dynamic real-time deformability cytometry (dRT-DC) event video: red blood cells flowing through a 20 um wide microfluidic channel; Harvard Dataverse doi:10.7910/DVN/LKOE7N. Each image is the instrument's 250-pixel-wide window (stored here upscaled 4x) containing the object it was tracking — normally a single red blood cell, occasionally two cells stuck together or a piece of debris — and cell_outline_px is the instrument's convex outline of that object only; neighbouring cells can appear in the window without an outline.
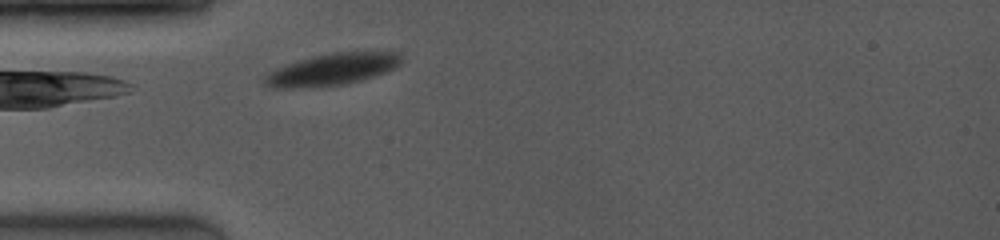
{"species": "common noctule bat (a hibernating species)", "species_latin": "Nyctalus noctula", "temperature_condition": "room temperature", "stored_images_in_passage": 26, "camera_frame_rate_fps": 4000, "um_per_image_px": 0.085, "animal": {"sex": "female", "body_mass_g": 19.0, "forearm_length_mm": 53.3}, "frame": {"image": 1, "passage_image": 1, "time_ms": 0.0, "image_size_px": [1000, 240], "cell_outline_px": [[404, 60], [396, 68], [376, 76], [348, 84], [328, 88], [268, 88], [264, 84], [264, 76], [268, 72], [288, 64], [316, 56], [336, 52], [400, 52]], "centroid_in_image_um": [28.27, 5.94], "position_along_channel_um": 56.7, "area_um2": 25.78}}
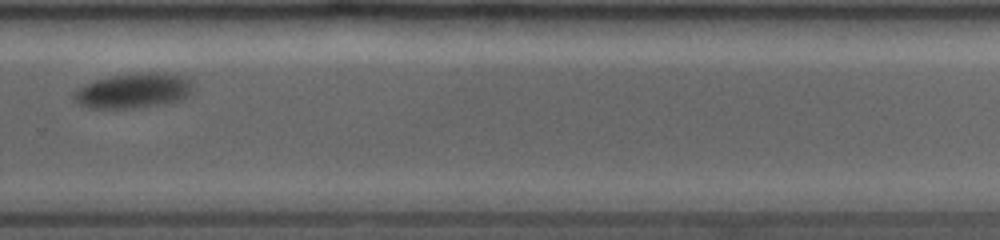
{"frame": {"image": 2, "passage_image": 23, "time_ms": 7.25, "image_size_px": [1000, 240], "cell_outline_px": [[188, 92], [180, 100], [140, 108], [88, 108], [80, 104], [72, 96], [80, 88], [96, 80], [116, 76], [156, 72], [180, 76], [188, 80]], "centroid_in_image_um": [11.28, 7.74], "position_along_channel_um": 318.5, "area_um2": 23.06}}